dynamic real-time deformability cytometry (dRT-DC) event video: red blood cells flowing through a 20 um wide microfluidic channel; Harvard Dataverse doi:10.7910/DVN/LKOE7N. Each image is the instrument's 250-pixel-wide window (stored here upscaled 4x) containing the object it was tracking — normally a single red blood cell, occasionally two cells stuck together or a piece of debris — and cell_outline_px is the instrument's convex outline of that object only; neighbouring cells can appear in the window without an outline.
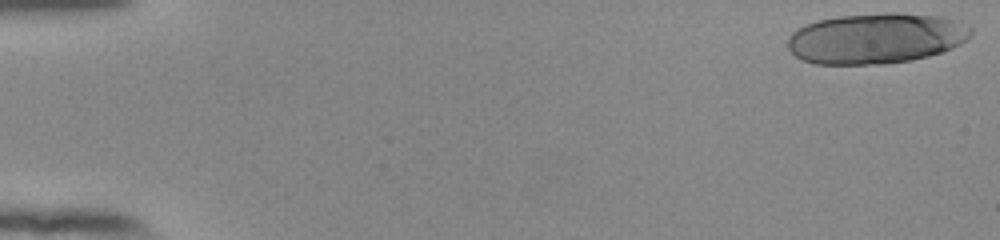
{"species": "human", "species_latin": "Homo sapiens", "temperature_condition": "room temperature", "stored_images_in_passage": 20, "camera_frame_rate_fps": 3000, "um_per_image_px": 0.085, "donor": {"sex": "female"}, "frame": {"image": 1, "passage_image": 1, "time_ms": 0.0, "image_size_px": [1000, 240], "cell_outline_px": [[972, 32], [960, 44], [952, 48], [928, 56], [912, 60], [884, 64], [812, 64], [800, 60], [788, 48], [788, 36], [792, 32], [804, 24], [816, 20], [840, 16], [884, 12], [896, 12], [940, 16], [952, 20], [972, 28]], "centroid_in_image_um": [74.4, 3.26], "position_along_channel_um": 10.6, "area_um2": 54.16}}